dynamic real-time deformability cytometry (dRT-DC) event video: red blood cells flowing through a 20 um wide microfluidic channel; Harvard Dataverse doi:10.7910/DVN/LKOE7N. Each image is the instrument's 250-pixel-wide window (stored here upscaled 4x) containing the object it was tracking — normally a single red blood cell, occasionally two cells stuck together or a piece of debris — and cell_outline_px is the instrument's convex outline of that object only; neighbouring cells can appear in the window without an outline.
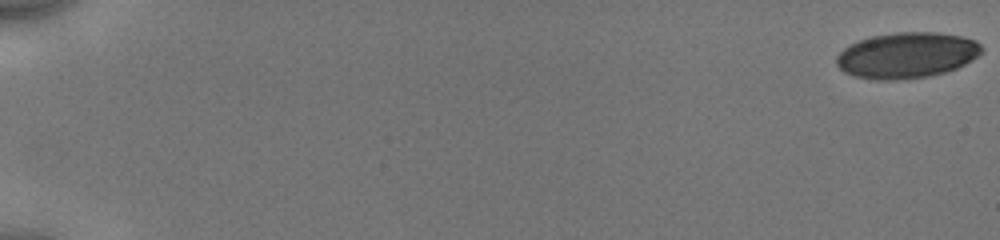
{"species": "human", "species_latin": "Homo sapiens", "temperature_condition": "cold", "stored_images_in_passage": 23, "camera_frame_rate_fps": 3000, "um_per_image_px": 0.085, "donor": {"sex": "male"}, "frame": {"image": 1, "passage_image": 1, "time_ms": 0.0, "image_size_px": [1000, 240], "cell_outline_px": [[984, 48], [976, 56], [964, 64], [956, 68], [944, 72], [928, 76], [896, 80], [876, 80], [856, 76], [844, 72], [836, 64], [836, 56], [848, 44], [872, 36], [896, 32], [936, 32], [960, 36], [976, 40]], "centroid_in_image_um": [77.05, 4.69], "position_along_channel_um": 8.0, "area_um2": 38.61}}
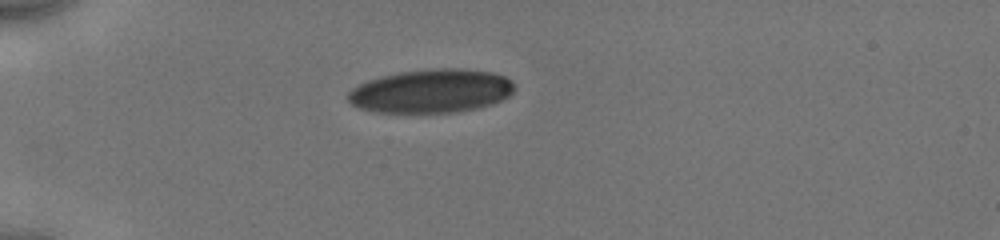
{"frame": {"image": 2, "passage_image": 20, "time_ms": 5.333, "image_size_px": [1000, 240], "cell_outline_px": [[516, 88], [508, 96], [492, 104], [476, 108], [456, 112], [376, 112], [360, 108], [352, 104], [348, 100], [348, 92], [352, 88], [368, 80], [380, 76], [400, 72], [436, 68], [460, 68], [492, 72], [504, 76], [512, 80], [516, 84]], "centroid_in_image_um": [36.68, 7.73], "position_along_channel_um": 48.3, "area_um2": 42.31}}